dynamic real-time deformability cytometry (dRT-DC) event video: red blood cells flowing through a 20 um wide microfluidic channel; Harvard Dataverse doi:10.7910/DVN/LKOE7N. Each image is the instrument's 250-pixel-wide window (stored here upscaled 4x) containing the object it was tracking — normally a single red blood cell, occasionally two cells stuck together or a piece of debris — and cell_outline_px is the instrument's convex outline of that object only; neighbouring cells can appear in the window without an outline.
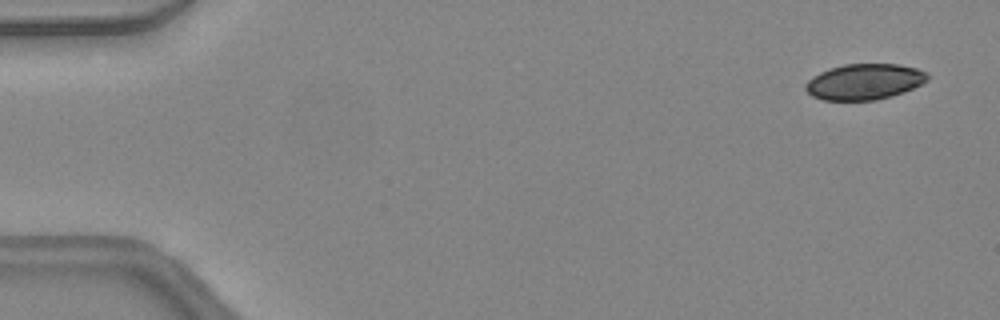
{"species": "common noctule bat (a hibernating species)", "species_latin": "Nyctalus noctula", "temperature_condition": "warm", "stored_images_in_passage": 47, "camera_frame_rate_fps": 3000, "um_per_image_px": 0.085, "animal": {"sex": "female", "body_mass_g": 24.6, "forearm_length_mm": 56.2}, "frame": {"image": 1, "passage_image": 3, "time_ms": 0.667, "image_size_px": [1000, 320], "cell_outline_px": [[928, 80], [904, 92], [892, 96], [876, 100], [824, 100], [812, 96], [804, 88], [804, 84], [812, 76], [828, 68], [844, 64], [900, 64], [916, 68], [928, 72]], "centroid_in_image_um": [73.46, 6.94], "position_along_channel_um": 11.5, "area_um2": 25.61}}
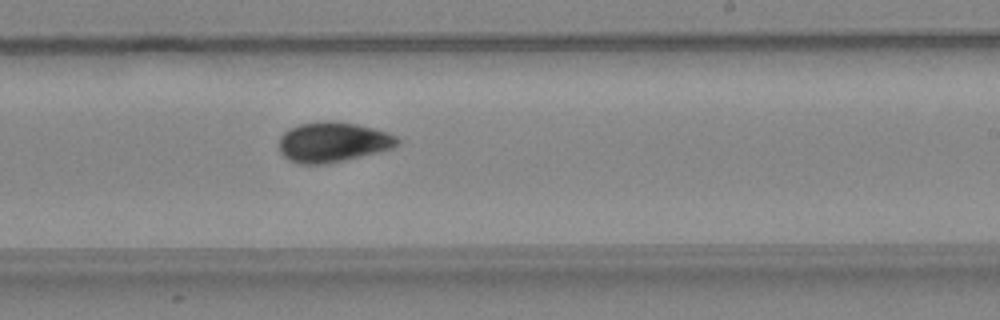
{"frame": {"image": 2, "passage_image": 29, "time_ms": 9.333, "image_size_px": [1000, 320], "cell_outline_px": [[400, 144], [392, 148], [380, 152], [344, 160], [324, 164], [300, 164], [288, 160], [280, 152], [276, 144], [280, 136], [288, 128], [300, 124], [324, 120], [356, 124], [388, 132], [396, 136], [400, 140]], "centroid_in_image_um": [28.26, 12.08], "position_along_channel_um": 260.7, "area_um2": 27.92}}
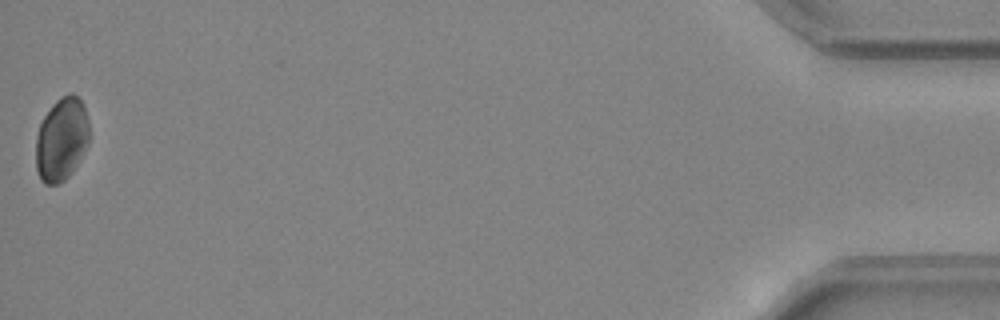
{"frame": {"image": 3, "passage_image": 47, "time_ms": 15.333, "image_size_px": [1000, 320], "cell_outline_px": [[88, 144], [72, 172], [60, 184], [44, 184], [40, 180], [36, 168], [36, 136], [40, 124], [44, 116], [52, 104], [60, 96], [68, 92], [72, 92], [84, 104], [88, 120]], "centroid_in_image_um": [5.22, 11.82], "position_along_channel_um": 430.0, "area_um2": 26.07}, "authors_computed_cell_mechanics": {"area_um2": 26.7036, "velocity_mm_per_s": 4.4504, "shape_relaxation_time_tau1_ms": 2.4626, "shape_relaxation_time_tau2_ms": null, "deformation_change_tau1": 0.1115, "deformation_change_tau2": null}}